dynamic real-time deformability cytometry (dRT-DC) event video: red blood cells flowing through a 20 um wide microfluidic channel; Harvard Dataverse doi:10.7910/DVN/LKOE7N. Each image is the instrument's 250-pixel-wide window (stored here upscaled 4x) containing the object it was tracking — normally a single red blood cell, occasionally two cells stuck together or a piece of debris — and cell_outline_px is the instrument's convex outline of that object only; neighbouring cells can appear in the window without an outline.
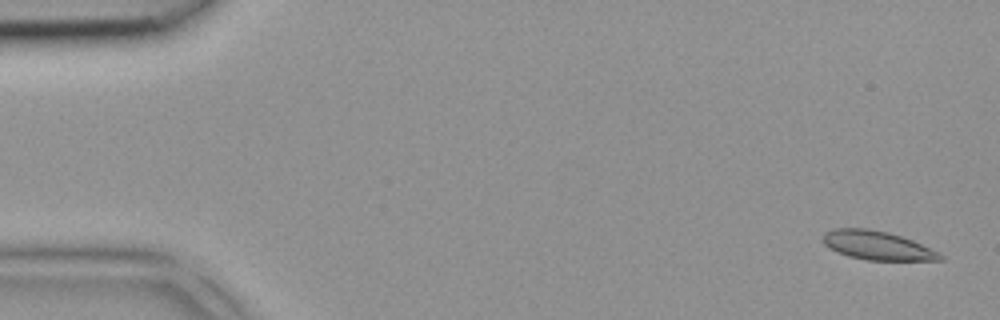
{"species": "common noctule bat (a hibernating species)", "species_latin": "Nyctalus noctula", "temperature_condition": "room temperature", "stored_images_in_passage": 4, "camera_frame_rate_fps": 3000, "um_per_image_px": 0.085, "animal": {"sex": "female", "body_mass_g": 18.4}, "frame": {"image": 1, "passage_image": 1, "time_ms": 0.0, "image_size_px": [1000, 320], "cell_outline_px": [[944, 260], [868, 260], [848, 256], [824, 244], [824, 232], [832, 228], [868, 228], [888, 232], [912, 240], [940, 252], [944, 256]], "centroid_in_image_um": [74.6, 20.85], "position_along_channel_um": 10.4, "area_um2": 19.54}}
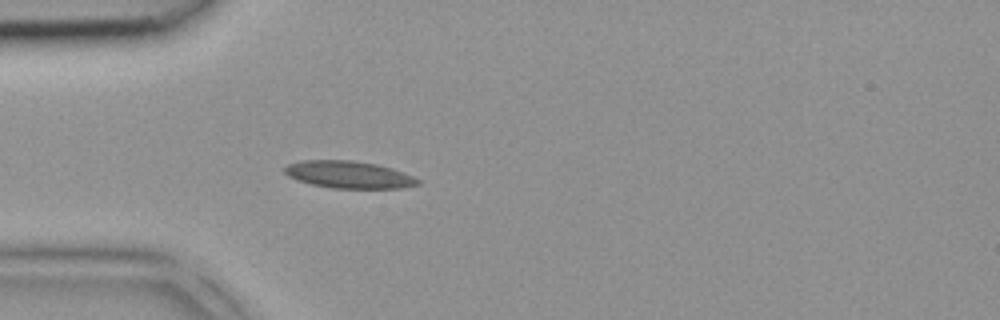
{"frame": {"image": 2, "passage_image": 4, "time_ms": 1.0, "image_size_px": [1000, 320], "cell_outline_px": [[420, 184], [400, 188], [332, 188], [312, 184], [296, 180], [288, 176], [284, 172], [284, 168], [288, 164], [300, 160], [352, 160], [376, 164], [392, 168], [412, 176], [420, 180]], "centroid_in_image_um": [29.62, 14.84], "position_along_channel_um": 55.4, "area_um2": 21.1}}